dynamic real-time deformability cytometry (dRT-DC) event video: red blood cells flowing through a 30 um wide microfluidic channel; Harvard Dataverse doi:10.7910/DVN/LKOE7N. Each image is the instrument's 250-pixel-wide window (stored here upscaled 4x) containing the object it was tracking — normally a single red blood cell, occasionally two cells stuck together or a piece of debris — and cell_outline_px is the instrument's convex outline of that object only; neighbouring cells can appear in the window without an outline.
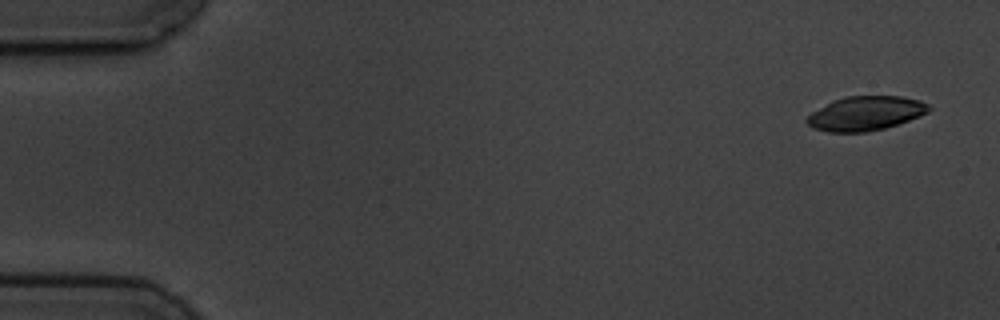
{"species": "common noctule bat (a hibernating species)", "species_latin": "Nyctalus noctula", "temperature_condition": "cold", "stored_images_in_passage": 5, "camera_frame_rate_fps": 3000, "um_per_image_px": 0.085, "animal": {"sex": "male", "body_mass_g": 19.5, "forearm_length_mm": 54.6}, "frame": {"image": 1, "passage_image": 1, "time_ms": 0.0, "image_size_px": [1000, 320], "cell_outline_px": [[932, 108], [928, 112], [920, 116], [884, 128], [864, 132], [828, 132], [812, 128], [804, 120], [812, 112], [844, 96], [900, 96], [920, 100], [928, 104]], "centroid_in_image_um": [73.58, 9.64], "position_along_channel_um": 11.4, "area_um2": 24.1}}
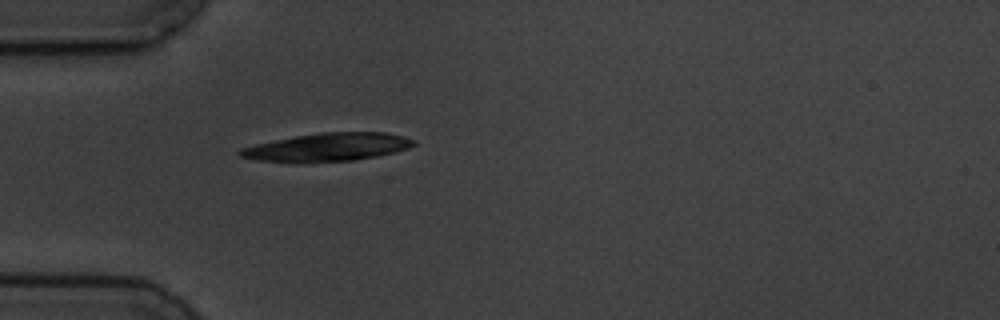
{"frame": {"image": 2, "passage_image": 5, "time_ms": 4.667, "image_size_px": [1000, 320], "cell_outline_px": [[416, 144], [408, 148], [396, 152], [376, 156], [352, 160], [304, 164], [296, 164], [256, 160], [240, 156], [236, 152], [240, 148], [256, 144], [296, 136], [320, 132], [384, 132], [404, 136], [416, 140]], "centroid_in_image_um": [27.81, 12.53], "position_along_channel_um": 57.2, "area_um2": 29.02}}